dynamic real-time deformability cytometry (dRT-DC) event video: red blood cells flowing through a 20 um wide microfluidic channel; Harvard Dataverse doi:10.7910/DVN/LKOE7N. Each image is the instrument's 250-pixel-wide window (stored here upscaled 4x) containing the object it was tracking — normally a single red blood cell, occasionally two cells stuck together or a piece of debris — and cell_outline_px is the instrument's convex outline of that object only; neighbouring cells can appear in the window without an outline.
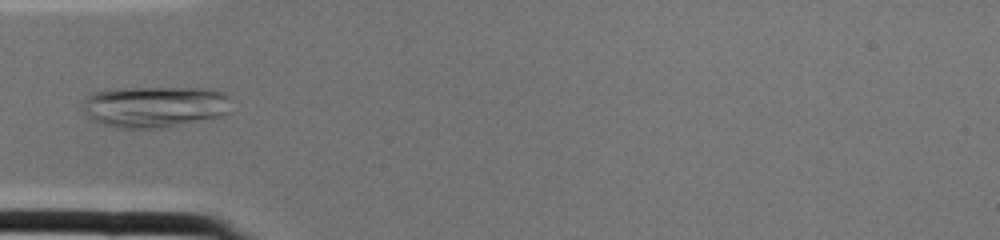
{"species": "common noctule bat (a hibernating species)", "species_latin": "Nyctalus noctula", "temperature_condition": "cold", "stored_images_in_passage": 2, "camera_frame_rate_fps": 3000, "um_per_image_px": 0.085, "animal": {"sex": "female", "body_mass_g": 22.0, "forearm_length_mm": 56.7}, "frame": {"image": 1, "passage_image": 2, "time_ms": 0.333, "image_size_px": [1000, 240], "cell_outline_px": [[232, 112], [224, 116], [168, 128], [116, 128], [100, 124], [92, 120], [84, 112], [84, 100], [92, 92], [104, 88], [204, 88], [224, 92], [228, 96]], "centroid_in_image_um": [13.18, 9.08], "position_along_channel_um": 71.8, "area_um2": 36.7}}